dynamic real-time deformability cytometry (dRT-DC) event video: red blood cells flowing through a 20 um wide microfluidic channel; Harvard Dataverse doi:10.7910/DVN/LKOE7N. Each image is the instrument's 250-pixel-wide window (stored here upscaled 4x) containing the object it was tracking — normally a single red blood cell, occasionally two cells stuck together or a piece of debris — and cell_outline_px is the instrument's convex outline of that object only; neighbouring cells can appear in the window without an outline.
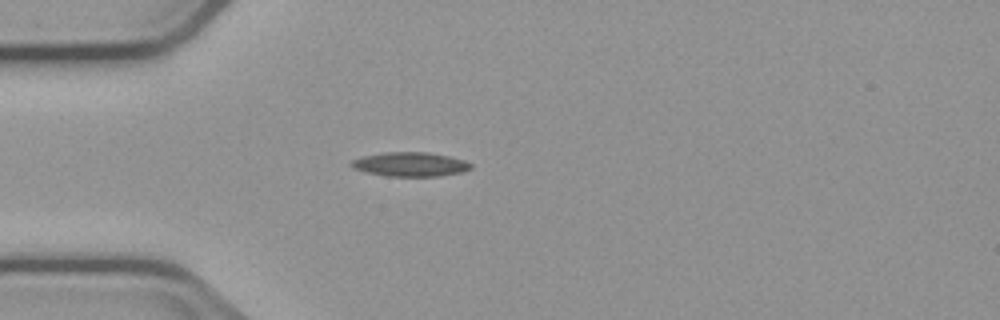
{"species": "common noctule bat (a hibernating species)", "species_latin": "Nyctalus noctula", "temperature_condition": "cold", "stored_images_in_passage": 3, "camera_frame_rate_fps": 3000, "um_per_image_px": 0.085, "animal": {"sex": "male", "body_mass_g": 23.1, "forearm_length_mm": 52.7}, "frame": {"image": 1, "passage_image": 3, "time_ms": 3.0, "image_size_px": [1000, 320], "cell_outline_px": [[472, 168], [460, 172], [440, 176], [388, 176], [368, 172], [352, 168], [352, 160], [364, 156], [384, 152], [428, 152], [448, 156], [464, 160], [472, 164]], "centroid_in_image_um": [34.89, 13.96], "position_along_channel_um": 50.1, "area_um2": 16.65}}